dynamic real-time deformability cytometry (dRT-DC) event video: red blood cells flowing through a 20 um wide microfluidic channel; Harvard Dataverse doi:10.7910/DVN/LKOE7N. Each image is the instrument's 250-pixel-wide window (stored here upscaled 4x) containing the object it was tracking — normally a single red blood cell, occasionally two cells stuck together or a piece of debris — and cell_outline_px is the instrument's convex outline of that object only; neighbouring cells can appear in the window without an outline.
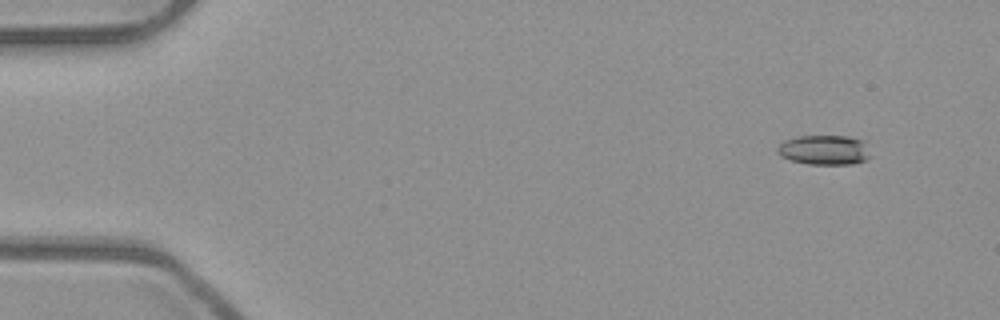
{"species": "common noctule bat (a hibernating species)", "species_latin": "Nyctalus noctula", "temperature_condition": "room temperature", "stored_images_in_passage": 48, "camera_frame_rate_fps": 3000, "um_per_image_px": 0.085, "animal": {"sex": "male", "body_mass_g": 23.1, "forearm_length_mm": 52.7}, "frame": {"image": 1, "passage_image": 1, "time_ms": 0.0, "image_size_px": [1000, 320], "cell_outline_px": [[872, 156], [868, 160], [852, 164], [808, 164], [792, 160], [780, 156], [776, 152], [776, 148], [784, 140], [800, 136], [848, 136], [860, 140]], "centroid_in_image_um": [70.04, 12.76], "position_along_channel_um": 15.0, "area_um2": 16.07}}
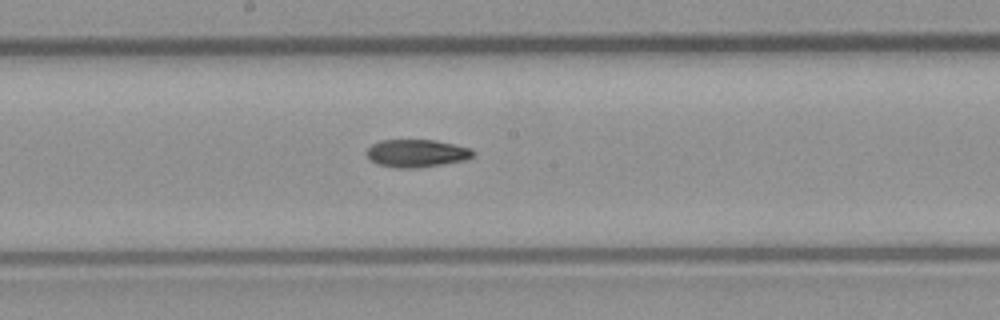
{"frame": {"image": 2, "passage_image": 25, "time_ms": 8.0, "image_size_px": [1000, 320], "cell_outline_px": [[476, 152], [468, 160], [416, 168], [396, 168], [376, 164], [364, 152], [372, 144], [380, 140], [436, 140], [472, 148]], "centroid_in_image_um": [35.43, 13.03], "position_along_channel_um": 212.8, "area_um2": 17.4}}
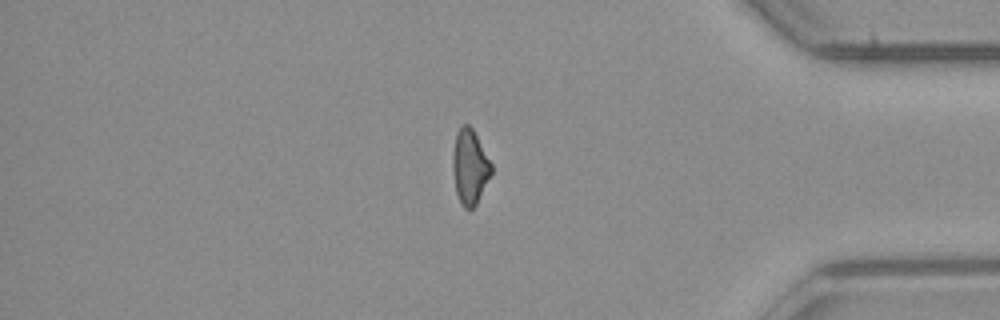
{"frame": {"image": 3, "passage_image": 41, "time_ms": 13.333, "image_size_px": [1000, 320], "cell_outline_px": [[492, 172], [476, 204], [472, 208], [464, 208], [456, 192], [452, 168], [452, 160], [456, 132], [464, 124], [468, 124], [472, 128], [492, 164]], "centroid_in_image_um": [39.93, 14.16], "position_along_channel_um": 395.3, "area_um2": 16.53}}